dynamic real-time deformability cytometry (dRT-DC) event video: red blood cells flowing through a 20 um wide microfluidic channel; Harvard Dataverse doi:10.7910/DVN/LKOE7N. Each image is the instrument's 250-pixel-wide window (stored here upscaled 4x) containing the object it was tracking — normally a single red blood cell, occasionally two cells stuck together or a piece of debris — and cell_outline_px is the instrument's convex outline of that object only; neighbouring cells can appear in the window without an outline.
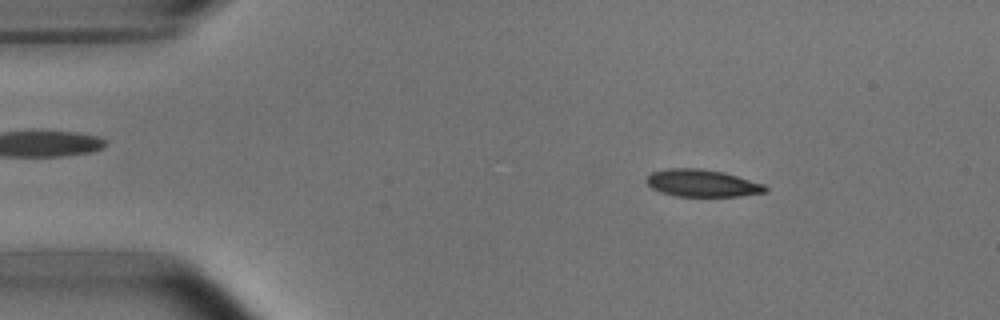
{"species": "common noctule bat (a hibernating species)", "species_latin": "Nyctalus noctula", "temperature_condition": "room temperature", "stored_images_in_passage": 7, "camera_frame_rate_fps": 3000, "um_per_image_px": 0.085, "animal": {"sex": "male", "body_mass_g": 15.6}, "frame": {"image": 1, "passage_image": 2, "time_ms": 1.333, "image_size_px": [1000, 320], "cell_outline_px": [[768, 188], [764, 192], [740, 196], [676, 196], [660, 192], [652, 188], [644, 180], [652, 172], [668, 168], [700, 168], [724, 172], [764, 184]], "centroid_in_image_um": [59.66, 15.56], "position_along_channel_um": 25.3, "area_um2": 18.84}}
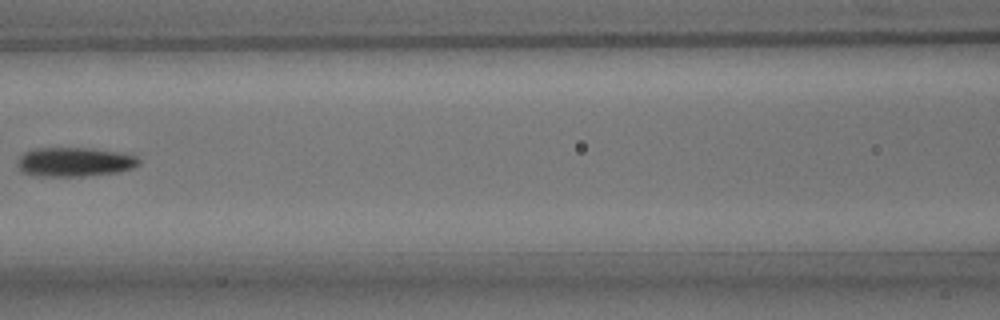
{"frame": {"image": 2, "passage_image": 6, "time_ms": 6.667, "image_size_px": [1000, 320], "cell_outline_px": [[140, 164], [132, 168], [120, 172], [80, 176], [36, 176], [20, 172], [16, 164], [16, 160], [24, 152], [32, 148], [92, 148], [120, 152], [136, 156], [140, 160]], "centroid_in_image_um": [6.3, 13.76], "position_along_channel_um": 160.3, "area_um2": 20.98}}
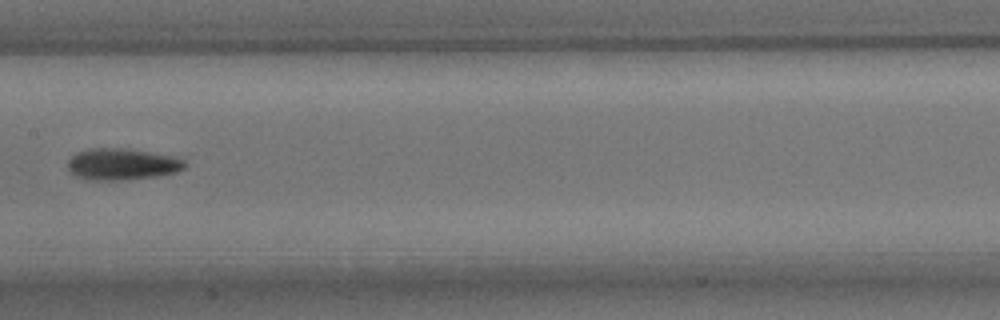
{"frame": {"image": 3, "passage_image": 7, "time_ms": 7.667, "image_size_px": [1000, 320], "cell_outline_px": [[188, 164], [184, 168], [176, 172], [156, 176], [128, 180], [88, 180], [76, 176], [68, 168], [68, 160], [76, 152], [88, 148], [128, 148], [176, 156], [184, 160]], "centroid_in_image_um": [10.4, 13.95], "position_along_channel_um": 197.0, "area_um2": 21.85}}